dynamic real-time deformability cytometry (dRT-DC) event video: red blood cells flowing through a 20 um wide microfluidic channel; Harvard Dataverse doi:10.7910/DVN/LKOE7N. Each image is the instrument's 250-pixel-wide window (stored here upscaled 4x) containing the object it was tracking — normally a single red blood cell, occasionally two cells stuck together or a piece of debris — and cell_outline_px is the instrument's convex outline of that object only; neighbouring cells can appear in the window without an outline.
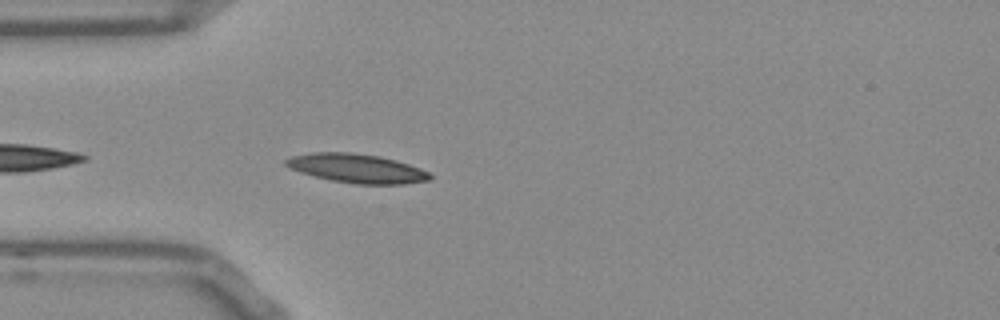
{"species": "Egyptian fruit bat (a non-hibernating species)", "species_latin": "Rousettus aegyptiacus", "temperature_condition": "room temperature", "stored_images_in_passage": 16, "camera_frame_rate_fps": 3000, "um_per_image_px": 0.085, "frame": {"image": 1, "passage_image": 3, "time_ms": 0.667, "image_size_px": [1000, 320], "cell_outline_px": [[432, 176], [428, 180], [404, 184], [356, 184], [332, 180], [300, 172], [284, 164], [284, 160], [292, 156], [312, 152], [352, 152], [380, 156], [396, 160], [420, 168], [428, 172]], "centroid_in_image_um": [30.33, 14.3], "position_along_channel_um": 54.7, "area_um2": 24.16}}
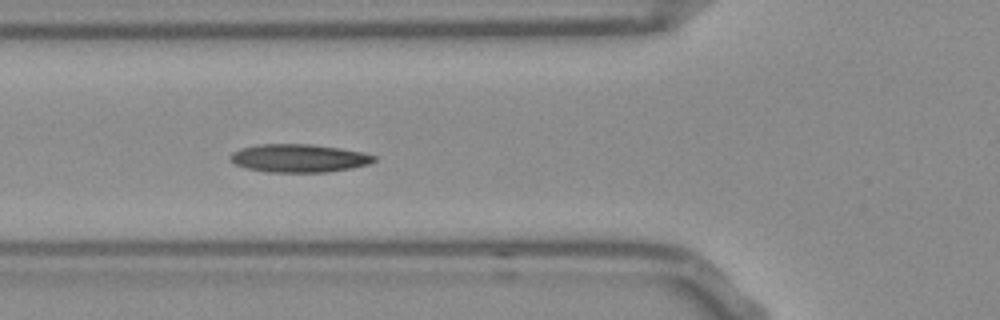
{"frame": {"image": 2, "passage_image": 7, "time_ms": 2.0, "image_size_px": [1000, 320], "cell_outline_px": [[376, 160], [368, 164], [352, 168], [328, 172], [268, 172], [248, 168], [236, 164], [228, 160], [228, 156], [232, 152], [244, 148], [260, 144], [312, 144], [340, 148], [360, 152], [376, 156]], "centroid_in_image_um": [25.4, 13.45], "position_along_channel_um": 100.4, "area_um2": 23.47}}
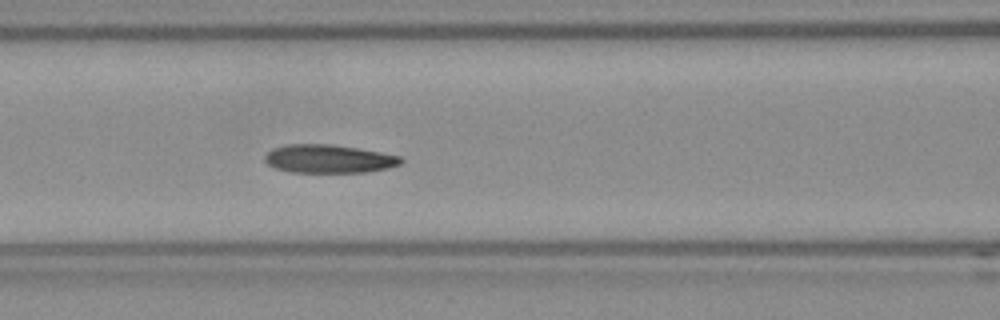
{"frame": {"image": 3, "passage_image": 10, "time_ms": 3.0, "image_size_px": [1000, 320], "cell_outline_px": [[404, 160], [400, 164], [388, 168], [364, 172], [292, 172], [276, 168], [268, 164], [264, 160], [264, 156], [272, 148], [288, 144], [332, 144], [380, 152], [400, 156]], "centroid_in_image_um": [27.93, 13.49], "position_along_channel_um": 138.7, "area_um2": 22.37}}